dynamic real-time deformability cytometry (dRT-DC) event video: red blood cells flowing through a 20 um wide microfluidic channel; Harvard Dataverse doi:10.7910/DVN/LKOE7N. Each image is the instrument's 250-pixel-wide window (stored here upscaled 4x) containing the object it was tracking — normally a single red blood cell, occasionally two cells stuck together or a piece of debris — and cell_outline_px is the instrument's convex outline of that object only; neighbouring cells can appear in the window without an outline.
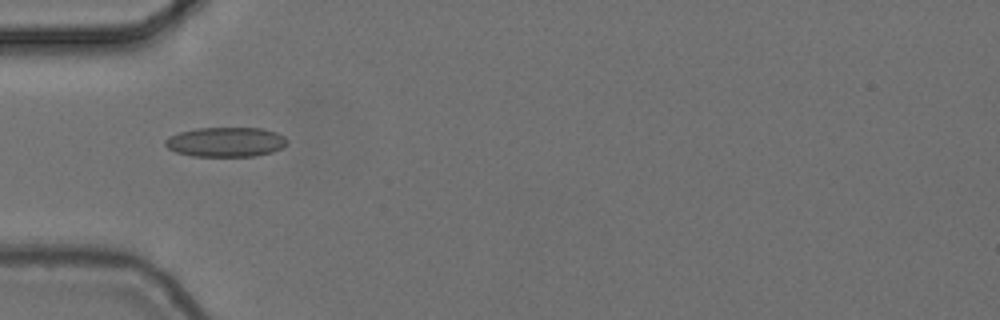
{"species": "common noctule bat (a hibernating species)", "species_latin": "Nyctalus noctula", "temperature_condition": "cold", "stored_images_in_passage": 3, "camera_frame_rate_fps": 3000, "um_per_image_px": 0.085, "animal": {"sex": "female", "body_mass_g": 24.6, "forearm_length_mm": 56.2}, "frame": {"image": 1, "passage_image": 2, "time_ms": 0.333, "image_size_px": [1000, 320], "cell_outline_px": [[288, 144], [284, 148], [272, 152], [256, 156], [192, 156], [176, 152], [168, 148], [164, 144], [164, 140], [168, 136], [180, 132], [196, 128], [264, 128], [276, 132], [284, 136], [288, 140]], "centroid_in_image_um": [19.22, 12.07], "position_along_channel_um": 65.8, "area_um2": 21.33}}
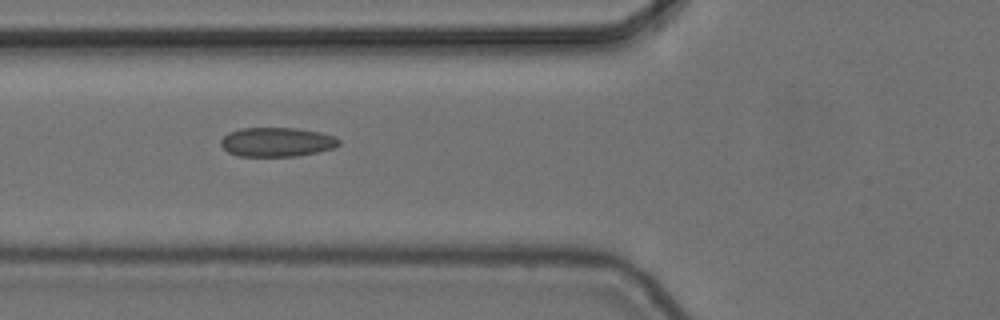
{"frame": {"image": 2, "passage_image": 3, "time_ms": 0.667, "image_size_px": [1000, 320], "cell_outline_px": [[340, 144], [332, 148], [316, 152], [296, 156], [240, 156], [228, 152], [220, 144], [220, 140], [228, 132], [240, 128], [296, 128], [320, 132], [336, 136], [340, 140]], "centroid_in_image_um": [23.53, 12.06], "position_along_channel_um": 102.3, "area_um2": 20.11}}